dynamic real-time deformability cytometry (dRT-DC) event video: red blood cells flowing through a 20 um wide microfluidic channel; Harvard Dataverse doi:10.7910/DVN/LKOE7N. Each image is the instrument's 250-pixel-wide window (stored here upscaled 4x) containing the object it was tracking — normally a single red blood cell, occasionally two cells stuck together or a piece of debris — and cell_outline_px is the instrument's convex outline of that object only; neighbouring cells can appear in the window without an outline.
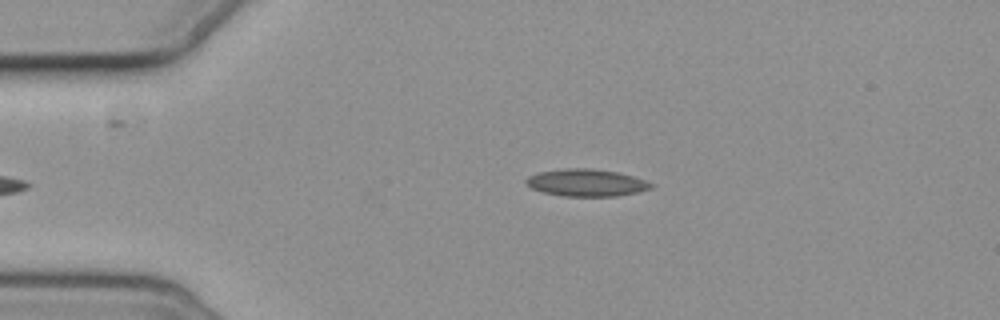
{"species": "common noctule bat (a hibernating species)", "species_latin": "Nyctalus noctula", "temperature_condition": "cold", "stored_images_in_passage": 3, "camera_frame_rate_fps": 3000, "um_per_image_px": 0.085, "animal": {"sex": "female", "body_mass_g": 19.3, "forearm_length_mm": 54.1}, "frame": {"image": 1, "passage_image": 3, "time_ms": 3.0, "image_size_px": [1000, 320], "cell_outline_px": [[656, 184], [652, 188], [636, 192], [616, 196], [564, 196], [544, 192], [532, 188], [524, 180], [528, 176], [540, 172], [560, 168], [592, 168], [616, 172], [632, 176]], "centroid_in_image_um": [49.84, 15.52], "position_along_channel_um": 35.2, "area_um2": 19.71}}